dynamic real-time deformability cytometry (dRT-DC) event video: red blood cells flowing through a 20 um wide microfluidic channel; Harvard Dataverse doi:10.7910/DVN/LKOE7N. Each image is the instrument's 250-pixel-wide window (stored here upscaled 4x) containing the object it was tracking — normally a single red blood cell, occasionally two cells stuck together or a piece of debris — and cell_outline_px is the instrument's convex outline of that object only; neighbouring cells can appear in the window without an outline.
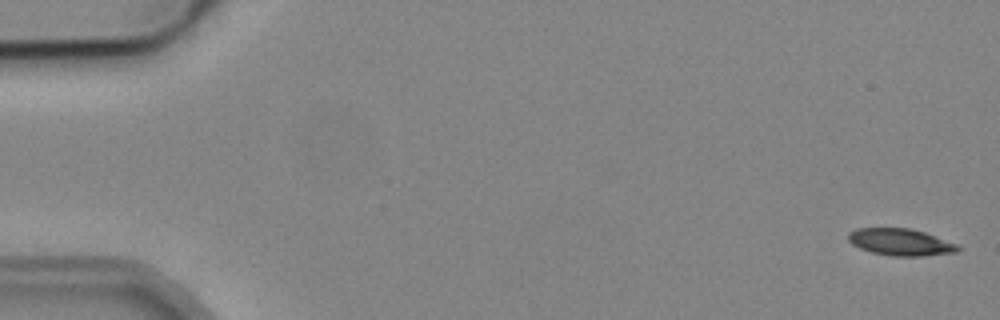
{"species": "common noctule bat (a hibernating species)", "species_latin": "Nyctalus noctula", "temperature_condition": "cold", "stored_images_in_passage": 4, "segment_of_instrument_passage": [2, 2], "camera_frame_rate_fps": 3000, "um_per_image_px": 0.085, "animal": {"sex": "male", "body_mass_g": 19.2, "forearm_length_mm": 51.8}, "frame": {"image": 1, "passage_image": 4, "time_ms": 6.0, "image_size_px": [1000, 320], "cell_outline_px": [[960, 248], [956, 252], [920, 256], [892, 256], [872, 252], [860, 248], [852, 244], [848, 240], [848, 232], [856, 228], [912, 228], [924, 232], [956, 244]], "centroid_in_image_um": [76.5, 20.57], "position_along_channel_um": 8.5, "area_um2": 17.05}}